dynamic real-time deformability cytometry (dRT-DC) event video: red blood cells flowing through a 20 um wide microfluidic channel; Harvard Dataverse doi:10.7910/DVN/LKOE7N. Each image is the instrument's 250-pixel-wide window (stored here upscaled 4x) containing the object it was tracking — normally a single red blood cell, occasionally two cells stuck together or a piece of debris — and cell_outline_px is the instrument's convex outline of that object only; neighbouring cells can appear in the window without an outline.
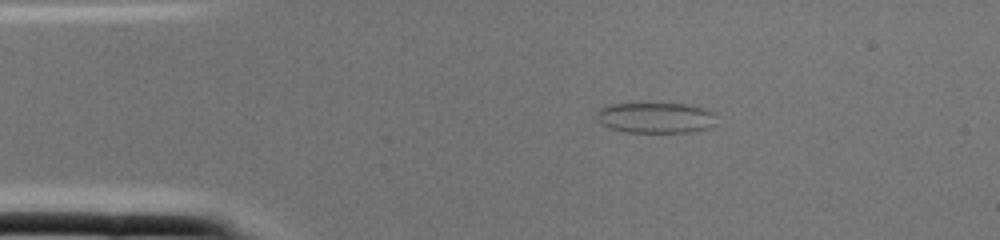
{"species": "common noctule bat (a hibernating species)", "species_latin": "Nyctalus noctula", "temperature_condition": "cold", "stored_images_in_passage": 1, "camera_frame_rate_fps": 3000, "um_per_image_px": 0.085, "animal": {"sex": "female", "body_mass_g": 22.0, "forearm_length_mm": 56.7}, "frame": {"image": 1, "passage_image": 1, "time_ms": 0.0, "image_size_px": [1000, 240], "cell_outline_px": [[716, 112], [712, 124], [708, 128], [692, 132], [628, 132], [612, 128], [600, 124], [596, 120], [596, 112], [600, 108], [608, 104], [684, 104], [704, 108]], "centroid_in_image_um": [55.7, 10.01], "position_along_channel_um": 29.3, "area_um2": 21.33}}